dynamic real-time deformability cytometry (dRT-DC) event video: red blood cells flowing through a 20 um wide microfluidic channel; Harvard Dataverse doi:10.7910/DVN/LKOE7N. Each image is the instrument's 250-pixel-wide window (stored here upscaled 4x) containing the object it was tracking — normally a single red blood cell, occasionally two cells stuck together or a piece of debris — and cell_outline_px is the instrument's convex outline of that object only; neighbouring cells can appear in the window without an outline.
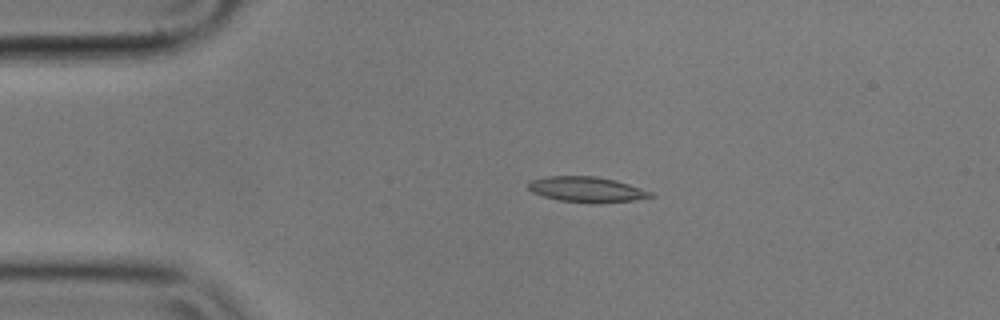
{"species": "common noctule bat (a hibernating species)", "species_latin": "Nyctalus noctula", "temperature_condition": "cold", "stored_images_in_passage": 4, "camera_frame_rate_fps": 3000, "um_per_image_px": 0.085, "animal": {"sex": "male", "body_mass_g": 17.9}, "frame": {"image": 1, "passage_image": 3, "time_ms": 0.667, "image_size_px": [1000, 320], "cell_outline_px": [[656, 196], [636, 200], [592, 204], [560, 200], [544, 196], [532, 192], [528, 188], [528, 180], [548, 176], [596, 176], [616, 180], [652, 192]], "centroid_in_image_um": [49.88, 16.1], "position_along_channel_um": 35.1, "area_um2": 18.26}}